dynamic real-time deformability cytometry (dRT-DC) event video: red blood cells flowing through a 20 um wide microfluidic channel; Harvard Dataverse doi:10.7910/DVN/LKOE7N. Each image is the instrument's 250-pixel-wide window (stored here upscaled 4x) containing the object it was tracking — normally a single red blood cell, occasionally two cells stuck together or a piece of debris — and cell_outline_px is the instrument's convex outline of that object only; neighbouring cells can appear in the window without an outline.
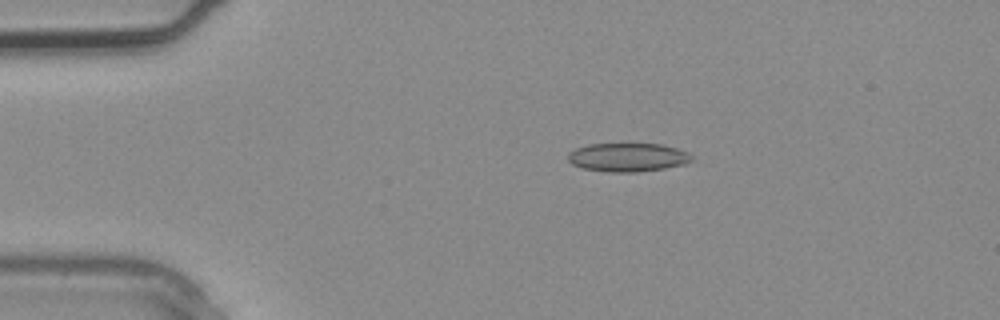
{"species": "common noctule bat (a hibernating species)", "species_latin": "Nyctalus noctula", "temperature_condition": "warm", "stored_images_in_passage": 1, "camera_frame_rate_fps": 3000, "um_per_image_px": 0.085, "animal": {"sex": "male", "body_mass_g": 20.4}, "frame": {"image": 1, "passage_image": 1, "time_ms": 0.0, "image_size_px": [1000, 320], "cell_outline_px": [[692, 160], [684, 164], [664, 168], [636, 172], [608, 172], [580, 168], [572, 164], [568, 160], [568, 152], [576, 148], [588, 144], [664, 144], [688, 152], [692, 156]], "centroid_in_image_um": [53.33, 13.37], "position_along_channel_um": 31.7, "area_um2": 20.69}}